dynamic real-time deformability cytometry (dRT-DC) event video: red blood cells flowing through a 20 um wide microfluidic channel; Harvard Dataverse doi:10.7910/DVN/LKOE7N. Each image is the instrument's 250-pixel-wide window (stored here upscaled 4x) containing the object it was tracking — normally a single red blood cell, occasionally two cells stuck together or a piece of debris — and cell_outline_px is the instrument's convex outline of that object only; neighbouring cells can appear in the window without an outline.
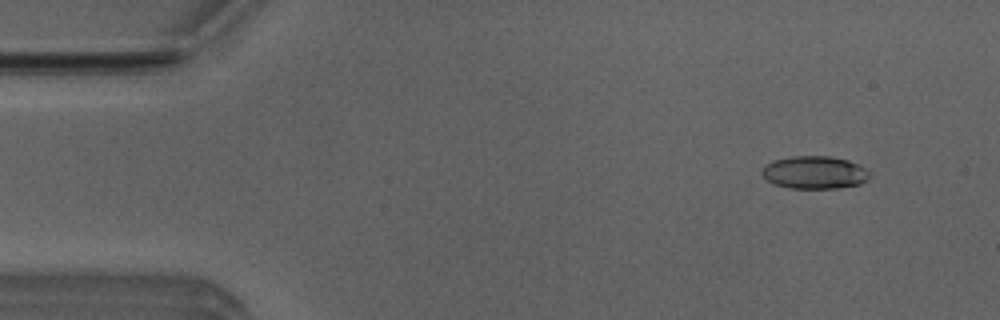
{"species": "Egyptian fruit bat (a non-hibernating species)", "species_latin": "Rousettus aegyptiacus", "temperature_condition": "room temperature", "stored_images_in_passage": 5, "camera_frame_rate_fps": 3000, "um_per_image_px": 0.085, "animal": {"sex": "male"}, "frame": {"image": 1, "passage_image": 1, "time_ms": 0.0, "image_size_px": [1000, 320], "cell_outline_px": [[872, 176], [868, 180], [860, 184], [836, 188], [788, 188], [776, 184], [768, 180], [760, 172], [768, 164], [776, 160], [792, 156], [828, 156], [848, 160], [864, 168]], "centroid_in_image_um": [69.27, 14.66], "position_along_channel_um": 15.7, "area_um2": 20.29}}